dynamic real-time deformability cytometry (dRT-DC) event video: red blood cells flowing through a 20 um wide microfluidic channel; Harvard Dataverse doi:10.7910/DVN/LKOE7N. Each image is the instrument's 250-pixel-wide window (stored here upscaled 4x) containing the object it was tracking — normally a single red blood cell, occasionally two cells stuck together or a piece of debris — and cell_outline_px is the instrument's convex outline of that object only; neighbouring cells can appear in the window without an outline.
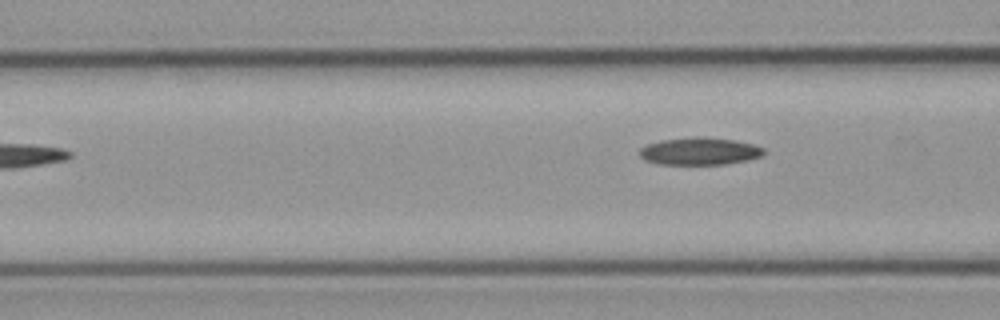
{"species": "common noctule bat (a hibernating species)", "species_latin": "Nyctalus noctula", "temperature_condition": "cold", "stored_images_in_passage": 3, "camera_frame_rate_fps": 3000, "um_per_image_px": 0.085, "animal": {"sex": "male", "body_mass_g": 23.1, "forearm_length_mm": 52.7}, "frame": {"image": 1, "passage_image": 3, "time_ms": 2.333, "image_size_px": [1000, 320], "cell_outline_px": [[764, 156], [748, 160], [724, 164], [656, 164], [644, 160], [640, 156], [640, 148], [648, 144], [660, 140], [696, 136], [736, 140], [752, 144], [764, 148]], "centroid_in_image_um": [59.47, 12.85], "position_along_channel_um": 107.1, "area_um2": 19.94}}